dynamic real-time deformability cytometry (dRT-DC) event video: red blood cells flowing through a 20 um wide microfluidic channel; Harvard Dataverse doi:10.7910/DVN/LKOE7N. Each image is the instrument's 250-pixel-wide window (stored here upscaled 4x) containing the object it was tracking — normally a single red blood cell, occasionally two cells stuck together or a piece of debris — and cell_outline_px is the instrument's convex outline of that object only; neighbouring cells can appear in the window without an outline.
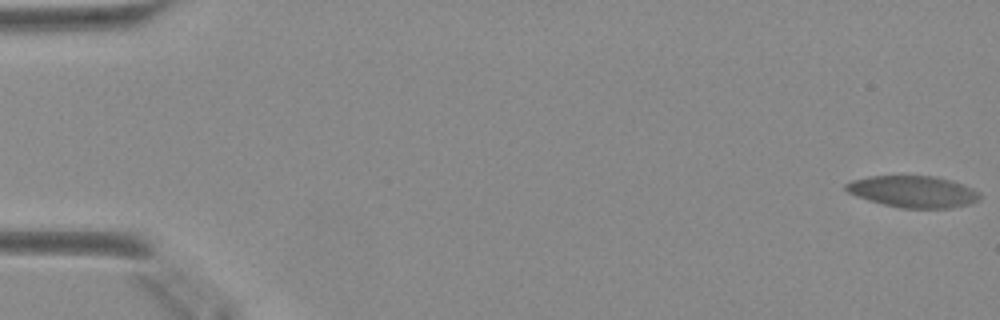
{"species": "Egyptian fruit bat (a non-hibernating species)", "species_latin": "Rousettus aegyptiacus", "temperature_condition": "warm", "stored_images_in_passage": 58, "camera_frame_rate_fps": 3000, "um_per_image_px": 0.085, "animal": {"sex": "female"}, "frame": {"image": 1, "passage_image": 1, "time_ms": 0.0, "image_size_px": [1000, 320], "cell_outline_px": [[980, 196], [976, 200], [968, 204], [952, 208], [900, 208], [868, 200], [848, 192], [844, 188], [844, 184], [852, 180], [868, 176], [936, 176], [972, 188], [980, 192]], "centroid_in_image_um": [77.58, 16.28], "position_along_channel_um": 7.4, "area_um2": 24.45}}
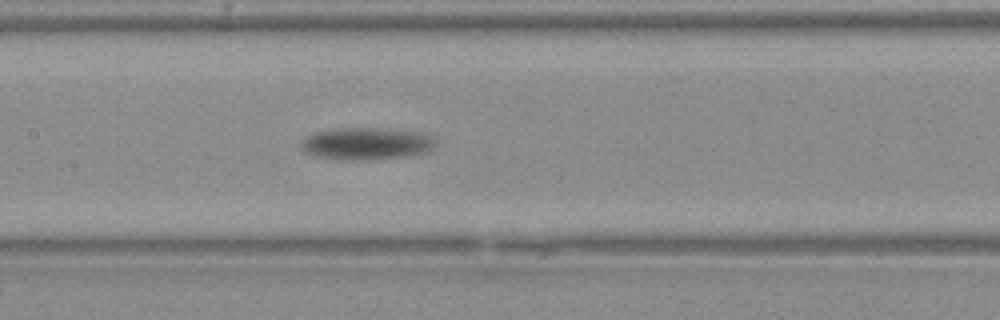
{"frame": {"image": 2, "passage_image": 28, "time_ms": 9.0, "image_size_px": [1000, 320], "cell_outline_px": [[432, 148], [428, 152], [412, 156], [364, 160], [340, 160], [320, 156], [308, 152], [300, 144], [308, 136], [316, 132], [332, 128], [372, 128], [416, 132], [428, 136], [432, 140]], "centroid_in_image_um": [31.13, 12.22], "position_along_channel_um": 176.3, "area_um2": 24.62}}
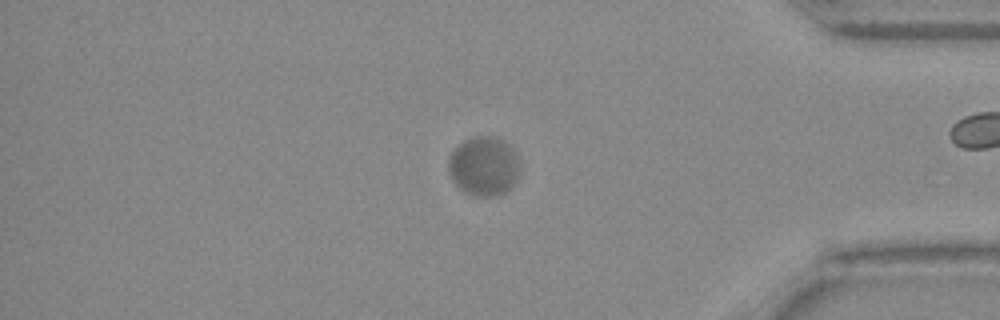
{"frame": {"image": 3, "passage_image": 48, "time_ms": 15.667, "image_size_px": [1000, 320], "cell_outline_px": [[520, 176], [516, 184], [512, 188], [496, 196], [476, 196], [464, 192], [452, 180], [448, 172], [448, 160], [452, 152], [464, 140], [476, 136], [492, 136], [508, 144], [516, 152], [520, 160]], "centroid_in_image_um": [41.17, 14.15], "position_along_channel_um": 394.0, "area_um2": 25.03}}